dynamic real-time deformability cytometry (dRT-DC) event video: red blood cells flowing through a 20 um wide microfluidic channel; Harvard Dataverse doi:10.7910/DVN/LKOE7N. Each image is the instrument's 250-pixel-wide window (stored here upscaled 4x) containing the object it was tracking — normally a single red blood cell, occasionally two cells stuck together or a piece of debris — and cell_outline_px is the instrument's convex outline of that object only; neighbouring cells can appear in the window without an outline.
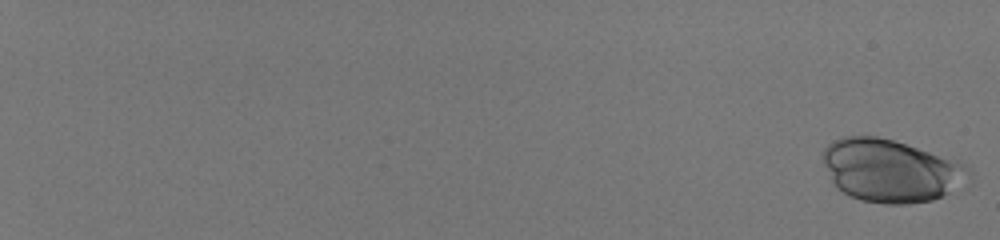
{"species": "human", "species_latin": "Homo sapiens", "temperature_condition": "room temperature", "stored_images_in_passage": 56, "camera_frame_rate_fps": 3000, "um_per_image_px": 0.085, "donor": {"sex": "male"}, "frame": {"image": 1, "passage_image": 1, "time_ms": 0.0, "image_size_px": [1000, 240], "cell_outline_px": [[972, 172], [948, 192], [932, 200], [908, 204], [884, 204], [860, 200], [848, 196], [836, 188], [824, 164], [824, 148], [828, 144], [844, 136], [876, 136], [892, 140], [956, 160], [964, 164]], "centroid_in_image_um": [75.65, 14.51], "position_along_channel_um": 9.4, "area_um2": 52.48}}
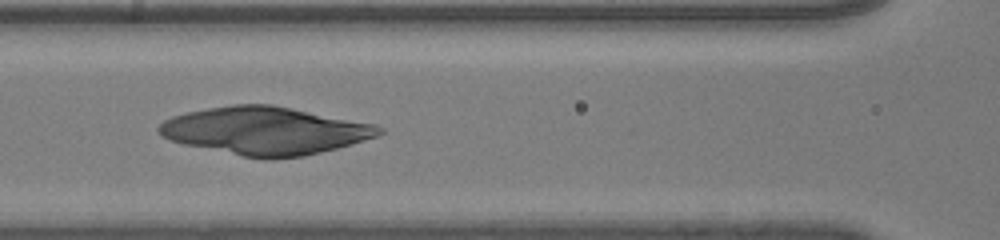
{"frame": {"image": 2, "passage_image": 33, "time_ms": 10.667, "image_size_px": [1000, 240], "cell_outline_px": [[384, 132], [376, 136], [352, 144], [304, 156], [268, 160], [264, 160], [184, 144], [168, 140], [156, 128], [164, 120], [172, 116], [188, 112], [208, 108], [232, 104], [272, 104], [376, 124], [384, 128]], "centroid_in_image_um": [22.55, 11.11], "position_along_channel_um": 144.0, "area_um2": 61.21}}
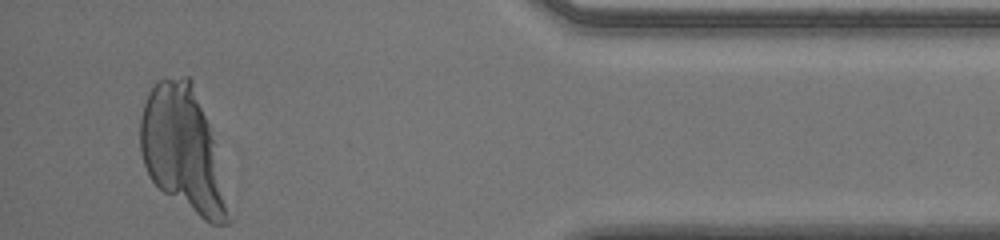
{"frame": {"image": 3, "passage_image": 56, "time_ms": 18.333, "image_size_px": [1000, 240], "cell_outline_px": [[232, 220], [228, 224], [212, 224], [204, 220], [164, 192], [152, 180], [144, 164], [140, 152], [140, 120], [144, 104], [148, 92], [156, 80], [184, 76], [188, 76], [192, 80], [208, 124]], "centroid_in_image_um": [15.51, 12.71], "position_along_channel_um": 419.7, "area_um2": 62.42}}